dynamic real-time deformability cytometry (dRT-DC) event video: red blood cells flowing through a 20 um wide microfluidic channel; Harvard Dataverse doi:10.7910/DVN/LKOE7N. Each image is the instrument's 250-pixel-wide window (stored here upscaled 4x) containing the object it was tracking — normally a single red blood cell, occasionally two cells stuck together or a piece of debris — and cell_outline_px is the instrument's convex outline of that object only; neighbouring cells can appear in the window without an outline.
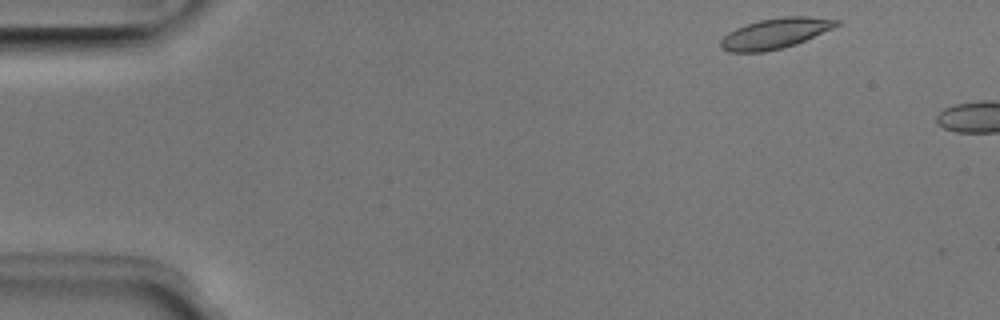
{"species": "Egyptian fruit bat (a non-hibernating species)", "species_latin": "Rousettus aegyptiacus", "temperature_condition": "room temperature", "stored_images_in_passage": 5, "camera_frame_rate_fps": 3000, "um_per_image_px": 0.085, "animal": {"sex": "male"}, "frame": {"image": 1, "passage_image": 2, "time_ms": 0.333, "image_size_px": [1000, 320], "cell_outline_px": [[840, 24], [832, 28], [796, 44], [784, 48], [764, 52], [728, 52], [720, 48], [720, 40], [728, 32], [744, 24], [760, 20], [784, 16], [808, 16], [840, 20]], "centroid_in_image_um": [65.85, 2.84], "position_along_channel_um": 19.1, "area_um2": 20.58}}